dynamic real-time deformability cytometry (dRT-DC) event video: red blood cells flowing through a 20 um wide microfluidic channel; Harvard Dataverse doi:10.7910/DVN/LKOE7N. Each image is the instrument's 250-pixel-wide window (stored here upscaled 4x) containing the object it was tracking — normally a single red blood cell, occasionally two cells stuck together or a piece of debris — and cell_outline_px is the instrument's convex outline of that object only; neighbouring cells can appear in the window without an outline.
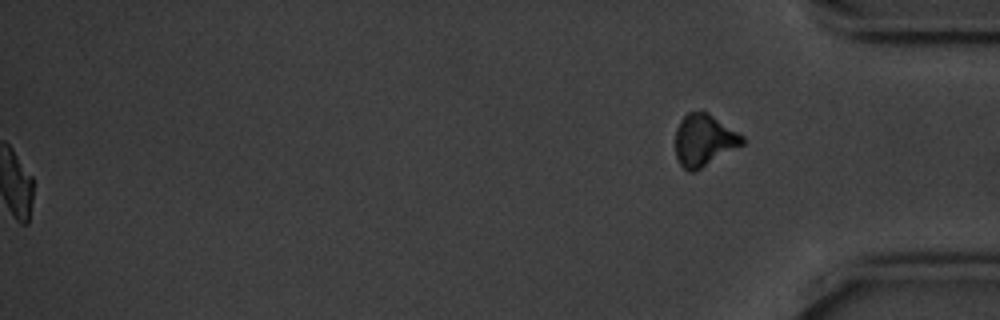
{"species": "common noctule bat (a hibernating species)", "species_latin": "Nyctalus noctula", "temperature_condition": "cold", "stored_images_in_passage": 57, "segment_of_instrument_passage": [2, 2], "camera_frame_rate_fps": 3000, "um_per_image_px": 0.085, "animal": {"sex": "male", "body_mass_g": 20.1, "forearm_length_mm": 53.5}, "frame": {"image": 1, "passage_image": 57, "time_ms": 18.667, "image_size_px": [1000, 320], "cell_outline_px": [[744, 144], [696, 172], [688, 172], [680, 164], [676, 156], [676, 128], [680, 120], [688, 112], [708, 112], [744, 136]], "centroid_in_image_um": [59.84, 11.94], "position_along_channel_um": 375.4, "area_um2": 20.35}}